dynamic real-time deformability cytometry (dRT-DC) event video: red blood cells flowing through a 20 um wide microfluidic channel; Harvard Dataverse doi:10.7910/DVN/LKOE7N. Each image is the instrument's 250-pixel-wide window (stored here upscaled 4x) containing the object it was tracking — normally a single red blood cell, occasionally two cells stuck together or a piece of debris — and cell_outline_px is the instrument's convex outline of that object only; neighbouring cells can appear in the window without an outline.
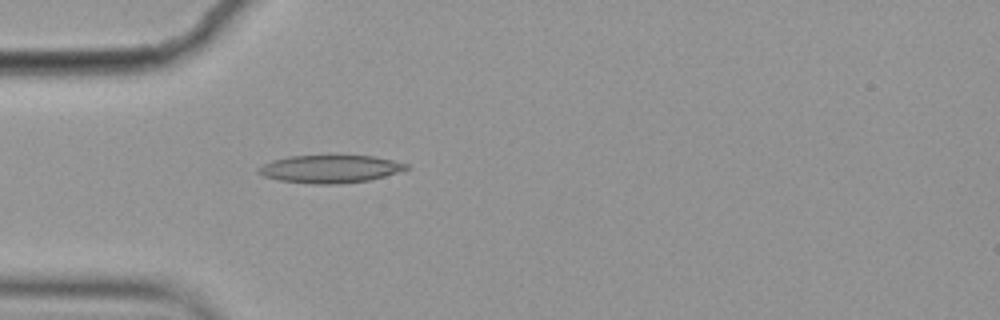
{"species": "common noctule bat (a hibernating species)", "species_latin": "Nyctalus noctula", "temperature_condition": "cold", "stored_images_in_passage": 1, "camera_frame_rate_fps": 3000, "um_per_image_px": 0.085, "animal": {"sex": "female", "body_mass_g": 19.9}, "frame": {"image": 1, "passage_image": 1, "time_ms": 0.0, "image_size_px": [1000, 320], "cell_outline_px": [[408, 168], [384, 176], [368, 180], [340, 184], [312, 184], [280, 180], [264, 176], [256, 172], [256, 168], [272, 160], [288, 156], [372, 156], [392, 160], [408, 164]], "centroid_in_image_um": [28.0, 14.36], "position_along_channel_um": 57.0, "area_um2": 23.7}}